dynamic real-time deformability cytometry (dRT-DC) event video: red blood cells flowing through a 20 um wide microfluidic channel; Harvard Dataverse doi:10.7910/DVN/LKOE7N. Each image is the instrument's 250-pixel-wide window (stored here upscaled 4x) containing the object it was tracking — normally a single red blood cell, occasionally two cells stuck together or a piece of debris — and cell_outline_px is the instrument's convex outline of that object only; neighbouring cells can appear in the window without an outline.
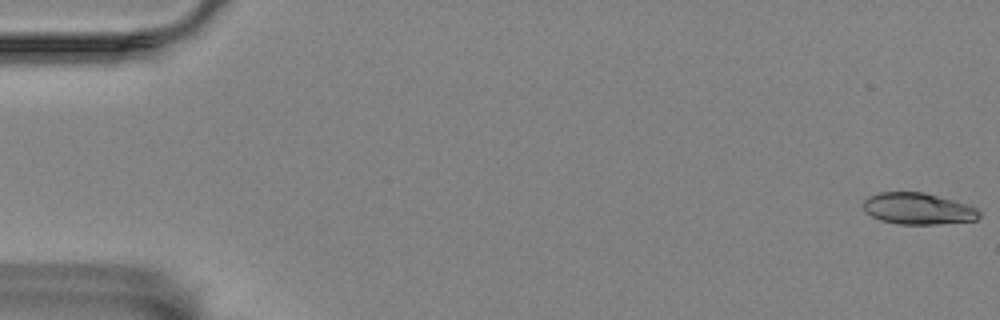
{"species": "Egyptian fruit bat (a non-hibernating species)", "species_latin": "Rousettus aegyptiacus", "temperature_condition": "room temperature", "stored_images_in_passage": 56, "camera_frame_rate_fps": 3000, "um_per_image_px": 0.085, "animal": {"sex": "female"}, "frame": {"image": 1, "passage_image": 1, "time_ms": 0.0, "image_size_px": [1000, 320], "cell_outline_px": [[980, 216], [976, 220], [936, 224], [896, 224], [880, 220], [864, 212], [864, 200], [868, 196], [880, 192], [924, 192], [952, 200], [976, 208], [980, 212]], "centroid_in_image_um": [77.99, 17.74], "position_along_channel_um": 7.0, "area_um2": 21.15}}
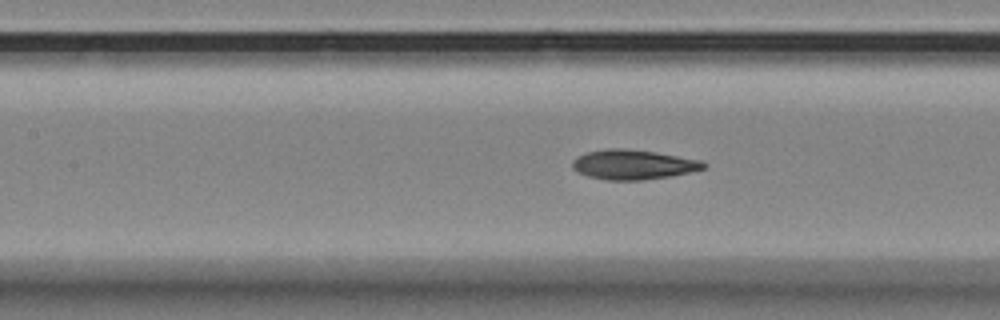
{"frame": {"image": 2, "passage_image": 26, "time_ms": 8.333, "image_size_px": [1000, 320], "cell_outline_px": [[708, 164], [704, 168], [688, 172], [668, 176], [640, 180], [608, 180], [588, 176], [576, 172], [572, 168], [572, 160], [576, 156], [588, 152], [608, 148], [624, 148], [656, 152], [700, 160]], "centroid_in_image_um": [53.77, 13.98], "position_along_channel_um": 153.6, "area_um2": 22.6}}
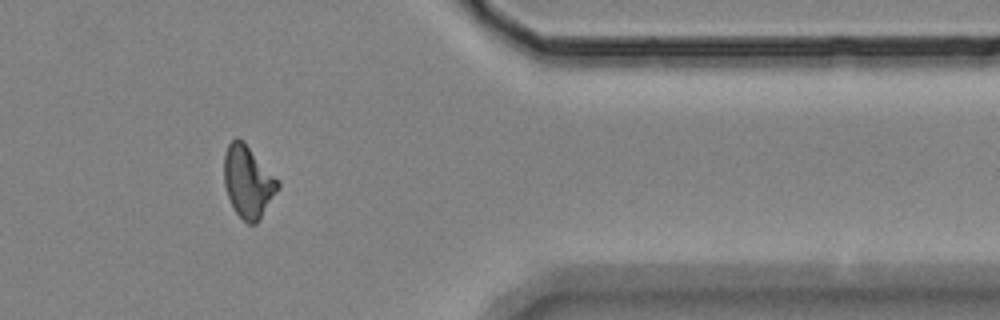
{"frame": {"image": 3, "passage_image": 48, "time_ms": 15.667, "image_size_px": [1000, 320], "cell_outline_px": [[280, 188], [260, 220], [256, 224], [248, 224], [232, 208], [224, 184], [224, 152], [228, 144], [236, 136], [244, 140], [280, 180]], "centroid_in_image_um": [21.11, 15.42], "position_along_channel_um": 390.3, "area_um2": 23.18}}